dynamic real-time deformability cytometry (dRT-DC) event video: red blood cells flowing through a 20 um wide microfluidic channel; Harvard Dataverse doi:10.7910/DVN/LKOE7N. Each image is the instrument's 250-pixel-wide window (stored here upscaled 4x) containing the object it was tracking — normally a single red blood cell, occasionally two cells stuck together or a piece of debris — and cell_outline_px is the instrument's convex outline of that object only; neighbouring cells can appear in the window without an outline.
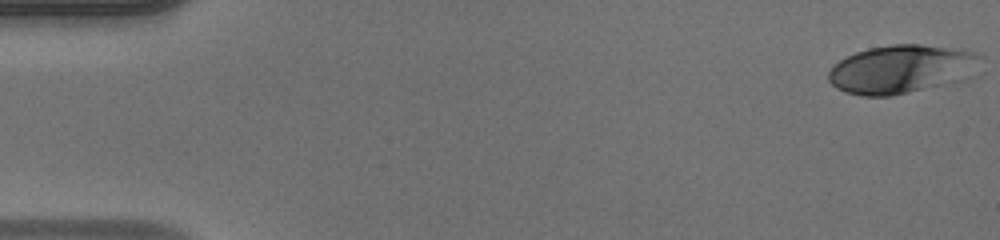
{"species": "human", "species_latin": "Homo sapiens", "temperature_condition": "warm", "stored_images_in_passage": 49, "camera_frame_rate_fps": 3000, "um_per_image_px": 0.085, "donor": {"sex": "male"}, "frame": {"image": 1, "passage_image": 1, "time_ms": 0.0, "image_size_px": [1000, 240], "cell_outline_px": [[984, 72], [968, 80], [892, 96], [860, 96], [844, 92], [836, 88], [828, 80], [828, 72], [832, 64], [856, 52], [868, 48], [892, 44], [920, 44], [964, 48], [976, 52], [984, 56]], "centroid_in_image_um": [76.82, 5.87], "position_along_channel_um": 8.2, "area_um2": 44.91}}
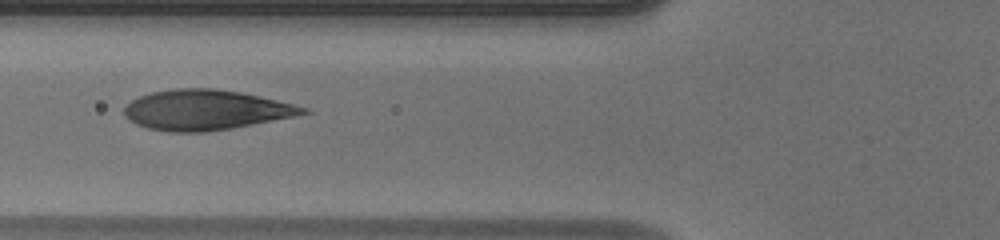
{"frame": {"image": 2, "passage_image": 19, "time_ms": 6.0, "image_size_px": [1000, 240], "cell_outline_px": [[312, 112], [232, 128], [204, 132], [168, 132], [148, 128], [136, 124], [128, 120], [124, 116], [124, 108], [132, 100], [140, 96], [152, 92], [176, 88], [212, 88], [240, 92], [276, 100], [308, 108]], "centroid_in_image_um": [17.43, 9.35], "position_along_channel_um": 108.4, "area_um2": 41.44}}
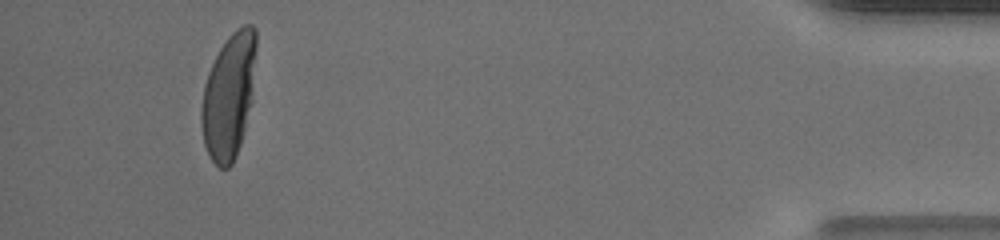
{"frame": {"image": 3, "passage_image": 46, "time_ms": 15.0, "image_size_px": [1000, 240], "cell_outline_px": [[256, 48], [252, 104], [244, 132], [236, 156], [232, 164], [228, 168], [220, 168], [212, 160], [204, 144], [200, 124], [200, 108], [204, 84], [208, 72], [220, 48], [228, 36], [236, 28], [244, 24], [252, 24], [256, 28]], "centroid_in_image_um": [19.45, 8.14], "position_along_channel_um": 415.7, "area_um2": 40.46}, "authors_computed_cell_mechanics": {"area_um2": 41.2692, "velocity_mm_per_s": 4.1633, "shape_relaxation_time_tau1_ms": 4.0975, "shape_relaxation_time_tau2_ms": null, "deformation_change_tau1": 0.2413, "deformation_change_tau2": null}}